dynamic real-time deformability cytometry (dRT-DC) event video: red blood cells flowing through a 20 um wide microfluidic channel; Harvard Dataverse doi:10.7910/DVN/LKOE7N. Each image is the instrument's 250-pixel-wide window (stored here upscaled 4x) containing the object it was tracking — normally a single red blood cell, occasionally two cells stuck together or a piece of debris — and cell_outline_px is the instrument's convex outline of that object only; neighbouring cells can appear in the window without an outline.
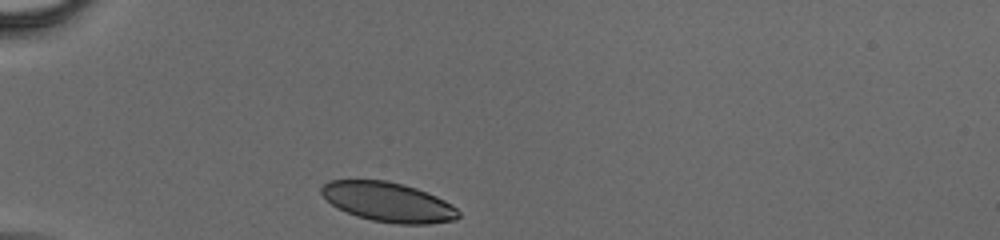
{"species": "human", "species_latin": "Homo sapiens", "temperature_condition": "cold", "stored_images_in_passage": 32, "camera_frame_rate_fps": 3000, "um_per_image_px": 0.085, "donor": {"sex": "male"}, "frame": {"image": 1, "passage_image": 1, "time_ms": 0.0, "image_size_px": [1000, 240], "cell_outline_px": [[460, 216], [456, 220], [428, 224], [396, 224], [372, 220], [356, 216], [336, 208], [320, 192], [320, 188], [328, 180], [388, 180], [404, 184], [416, 188], [436, 196], [452, 204], [460, 212]], "centroid_in_image_um": [33.0, 17.17], "position_along_channel_um": 52.0, "area_um2": 31.73}}
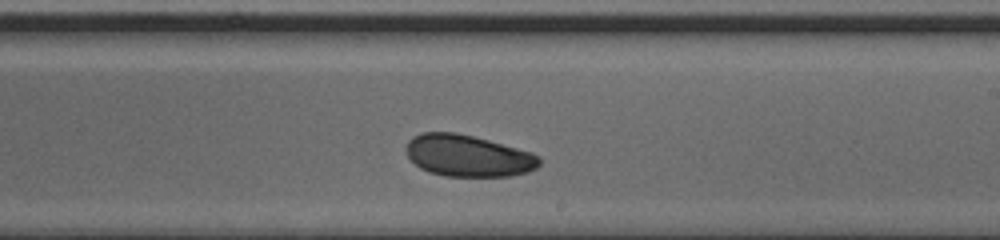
{"frame": {"image": 2, "passage_image": 19, "time_ms": 6.0, "image_size_px": [1000, 240], "cell_outline_px": [[540, 164], [536, 168], [528, 172], [512, 176], [444, 176], [428, 172], [420, 168], [408, 156], [408, 140], [412, 136], [420, 132], [456, 132], [488, 140], [532, 152], [540, 156]], "centroid_in_image_um": [39.8, 13.24], "position_along_channel_um": 249.2, "area_um2": 32.37}}
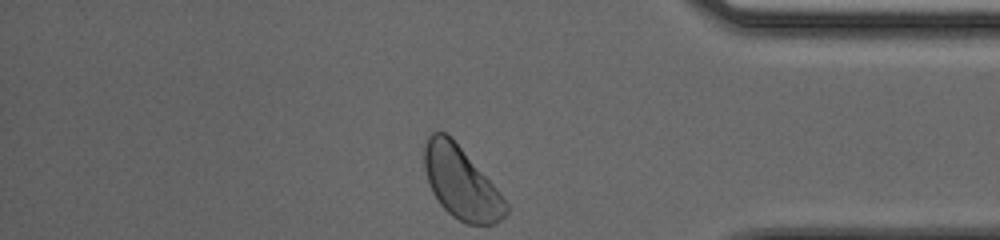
{"frame": {"image": 3, "passage_image": 32, "time_ms": 10.333, "image_size_px": [1000, 240], "cell_outline_px": [[508, 212], [496, 224], [464, 224], [452, 216], [440, 204], [432, 192], [428, 184], [424, 168], [424, 144], [428, 136], [432, 132], [444, 132], [452, 136], [496, 188], [508, 204]], "centroid_in_image_um": [39.17, 15.53], "position_along_channel_um": 396.0, "area_um2": 34.33}}